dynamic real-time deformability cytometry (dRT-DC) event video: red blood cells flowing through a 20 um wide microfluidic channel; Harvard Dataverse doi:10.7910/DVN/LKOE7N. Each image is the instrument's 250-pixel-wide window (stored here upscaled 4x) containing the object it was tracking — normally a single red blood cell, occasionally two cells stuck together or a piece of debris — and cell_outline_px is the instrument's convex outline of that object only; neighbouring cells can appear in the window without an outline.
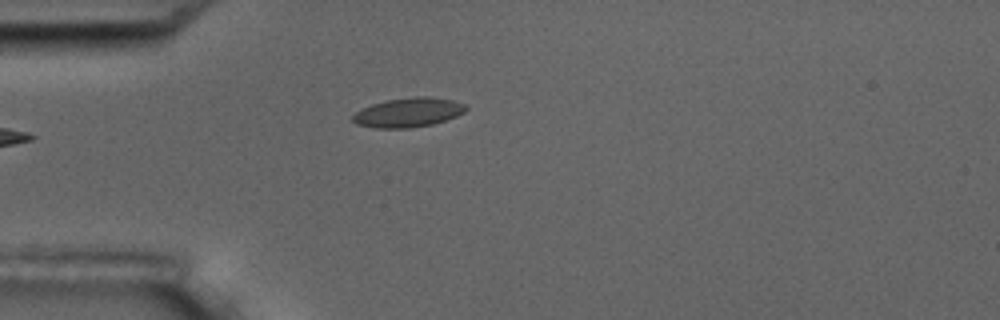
{"species": "common noctule bat (a hibernating species)", "species_latin": "Nyctalus noctula", "temperature_condition": "room temperature", "stored_images_in_passage": 5, "camera_frame_rate_fps": 3000, "um_per_image_px": 0.085, "animal": {"sex": "male", "body_mass_g": 17.5, "forearm_length_mm": 52.3}, "frame": {"image": 1, "passage_image": 5, "time_ms": 4.667, "image_size_px": [1000, 320], "cell_outline_px": [[468, 108], [464, 112], [456, 116], [432, 124], [408, 128], [376, 128], [356, 124], [352, 120], [352, 116], [356, 112], [372, 104], [388, 100], [416, 96], [428, 96], [452, 100], [464, 104]], "centroid_in_image_um": [34.7, 9.56], "position_along_channel_um": 50.3, "area_um2": 19.13}}